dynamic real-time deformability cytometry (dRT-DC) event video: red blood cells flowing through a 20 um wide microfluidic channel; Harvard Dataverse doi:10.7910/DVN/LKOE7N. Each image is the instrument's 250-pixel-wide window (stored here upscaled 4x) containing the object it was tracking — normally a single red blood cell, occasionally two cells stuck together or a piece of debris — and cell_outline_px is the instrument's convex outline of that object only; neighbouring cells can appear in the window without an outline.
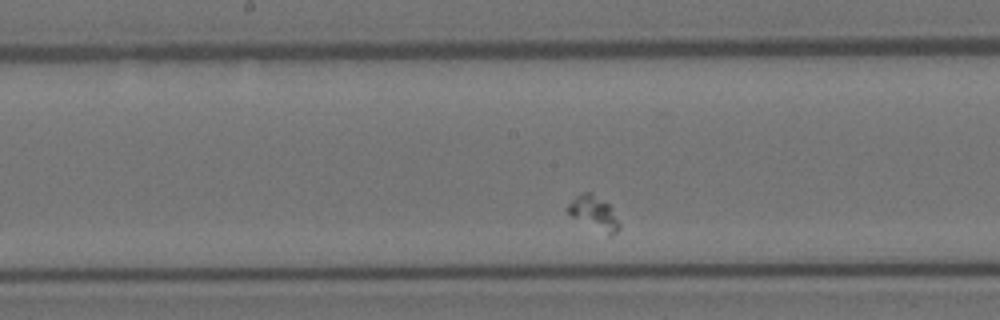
{"species": "Egyptian fruit bat (a non-hibernating species)", "species_latin": "Rousettus aegyptiacus", "temperature_condition": "room temperature", "stored_images_in_passage": 37, "segment_of_instrument_passage": [2, 2], "camera_frame_rate_fps": 3000, "um_per_image_px": 0.085, "animal": {"sex": "female"}, "frame": {"image": 1, "passage_image": 20, "time_ms": 6.333, "image_size_px": [1000, 320], "cell_outline_px": [[620, 228], [612, 236], [608, 236], [568, 216], [564, 208], [580, 192], [592, 192], [608, 204], [620, 224]], "centroid_in_image_um": [50.43, 18.12], "position_along_channel_um": 197.8, "area_um2": 10.46}}
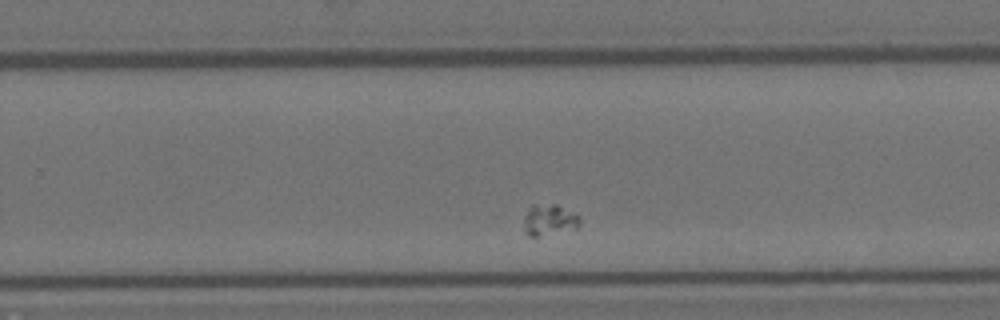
{"frame": {"image": 2, "passage_image": 28, "time_ms": 9.0, "image_size_px": [1000, 320], "cell_outline_px": [[580, 224], [576, 228], [536, 236], [528, 236], [524, 224], [524, 216], [528, 208], [532, 204], [556, 204], [580, 216]], "centroid_in_image_um": [46.68, 18.66], "position_along_channel_um": 283.1, "area_um2": 10.0}}
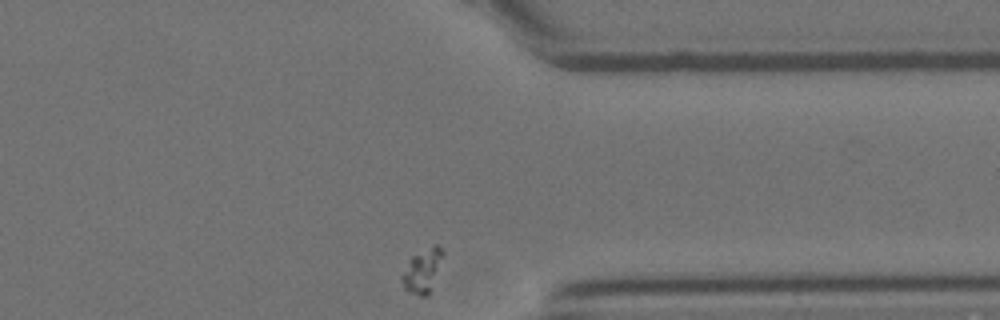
{"frame": {"image": 3, "passage_image": 37, "time_ms": 12.0, "image_size_px": [1000, 320], "cell_outline_px": [[444, 256], [428, 296], [420, 296], [404, 288], [400, 280], [400, 276], [412, 256], [436, 244], [444, 252]], "centroid_in_image_um": [35.9, 23.02], "position_along_channel_um": 375.5, "area_um2": 10.23}}